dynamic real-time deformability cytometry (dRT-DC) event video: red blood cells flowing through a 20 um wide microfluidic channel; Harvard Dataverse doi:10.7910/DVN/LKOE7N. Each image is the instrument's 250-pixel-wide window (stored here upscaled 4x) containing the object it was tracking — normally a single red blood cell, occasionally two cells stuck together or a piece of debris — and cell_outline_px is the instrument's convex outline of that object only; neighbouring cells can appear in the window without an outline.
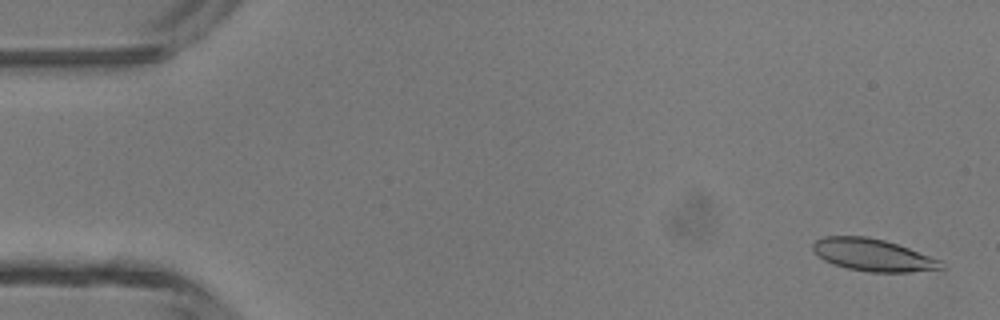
{"species": "common noctule bat (a hibernating species)", "species_latin": "Nyctalus noctula", "temperature_condition": "room temperature", "stored_images_in_passage": 47, "camera_frame_rate_fps": 3000, "um_per_image_px": 0.085, "animal": {"sex": "male", "body_mass_g": 13.3}, "frame": {"image": 1, "passage_image": 2, "time_ms": 0.333, "image_size_px": [1000, 320], "cell_outline_px": [[948, 268], [908, 272], [868, 272], [848, 268], [832, 264], [824, 260], [812, 248], [812, 244], [816, 240], [824, 236], [868, 236], [884, 240], [908, 248], [940, 260]], "centroid_in_image_um": [74.2, 21.67], "position_along_channel_um": 10.8, "area_um2": 23.99}}
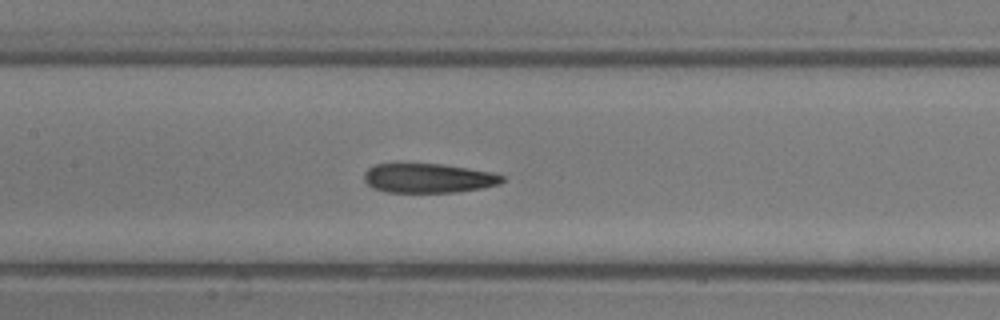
{"frame": {"image": 2, "passage_image": 22, "time_ms": 7.0, "image_size_px": [1000, 320], "cell_outline_px": [[504, 180], [500, 184], [484, 188], [456, 192], [388, 192], [372, 188], [364, 180], [364, 172], [368, 168], [376, 164], [396, 160], [440, 164], [468, 168], [492, 172], [504, 176]], "centroid_in_image_um": [36.35, 15.1], "position_along_channel_um": 171.1, "area_um2": 24.57}}
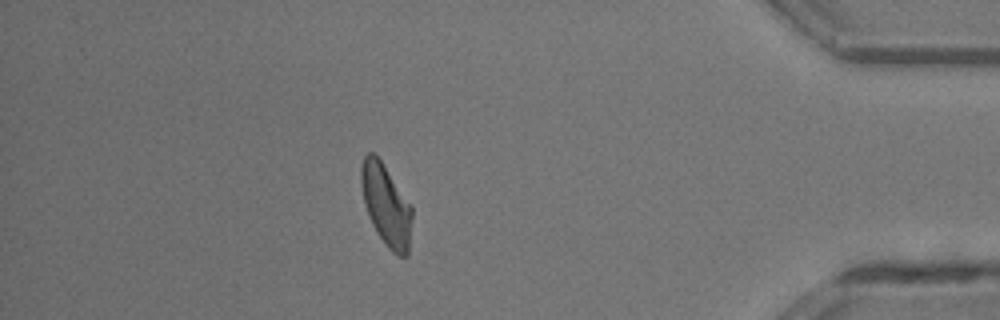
{"frame": {"image": 3, "passage_image": 41, "time_ms": 13.333, "image_size_px": [1000, 320], "cell_outline_px": [[412, 216], [408, 256], [400, 256], [392, 252], [388, 248], [372, 224], [364, 204], [360, 184], [360, 168], [364, 156], [368, 152], [376, 152], [412, 208]], "centroid_in_image_um": [32.79, 17.4], "position_along_channel_um": 402.4, "area_um2": 24.04}, "authors_computed_cell_mechanics": {"area_um2": 24.6806, "velocity_mm_per_s": 4.3837, "shape_relaxation_time_tau1_ms": null, "shape_relaxation_time_tau2_ms": 2.6048, "deformation_change_tau1": null, "deformation_change_tau2": 0.1188}}